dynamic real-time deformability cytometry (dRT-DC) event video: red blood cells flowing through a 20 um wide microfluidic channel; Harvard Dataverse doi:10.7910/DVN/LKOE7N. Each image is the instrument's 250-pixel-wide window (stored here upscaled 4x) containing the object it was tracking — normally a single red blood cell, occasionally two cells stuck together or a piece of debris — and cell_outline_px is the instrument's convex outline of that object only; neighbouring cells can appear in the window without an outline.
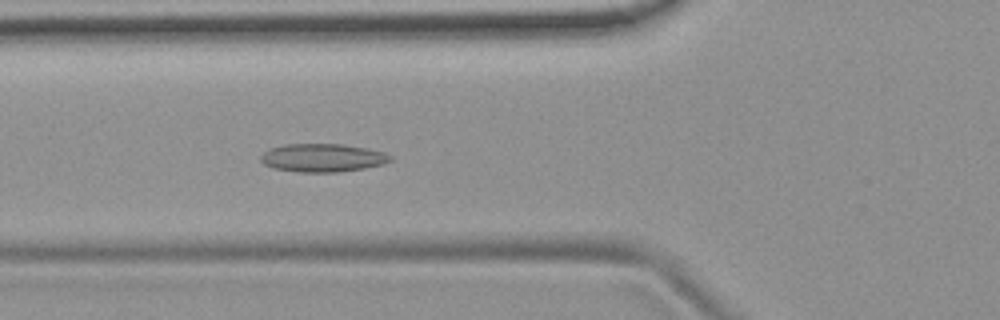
{"species": "common noctule bat (a hibernating species)", "species_latin": "Nyctalus noctula", "temperature_condition": "room temperature", "stored_images_in_passage": 54, "camera_frame_rate_fps": 3000, "um_per_image_px": 0.085, "animal": {"sex": "female", "body_mass_g": 19.9}, "frame": {"image": 1, "passage_image": 20, "time_ms": 6.333, "image_size_px": [1000, 320], "cell_outline_px": [[392, 160], [380, 164], [364, 168], [340, 172], [300, 172], [272, 168], [264, 164], [260, 160], [260, 156], [264, 152], [272, 148], [284, 144], [344, 144], [368, 148], [384, 152], [392, 156]], "centroid_in_image_um": [27.41, 13.41], "position_along_channel_um": 98.4, "area_um2": 21.33}}
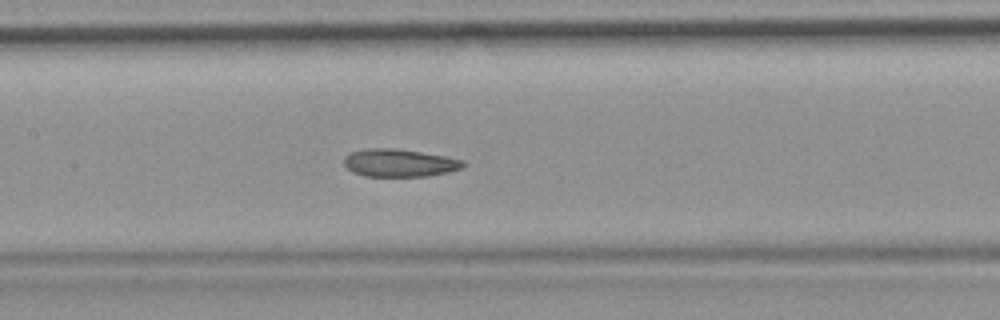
{"frame": {"image": 2, "passage_image": 26, "time_ms": 8.333, "image_size_px": [1000, 320], "cell_outline_px": [[464, 168], [448, 172], [428, 176], [364, 176], [352, 172], [344, 164], [344, 156], [352, 152], [368, 148], [392, 148], [420, 152], [444, 156], [464, 160]], "centroid_in_image_um": [33.95, 13.85], "position_along_channel_um": 173.5, "area_um2": 19.19}}
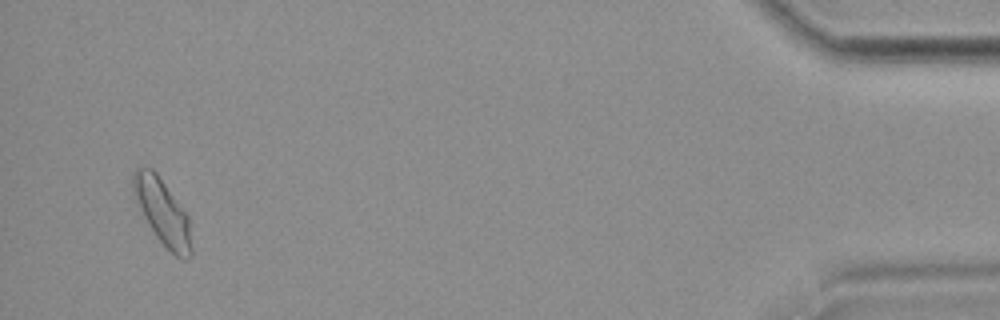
{"frame": {"image": 3, "passage_image": 52, "time_ms": 17.0, "image_size_px": [1000, 320], "cell_outline_px": [[192, 252], [184, 260], [176, 256], [156, 236], [148, 224], [132, 192], [132, 172], [136, 168], [152, 168], [156, 172], [188, 216], [192, 248]], "centroid_in_image_um": [13.79, 17.99], "position_along_channel_um": 421.4, "area_um2": 21.79}, "authors_computed_cell_mechanics": {"area_um2": 20.6635, "velocity_mm_per_s": 3.748, "shape_relaxation_time_tau1_ms": null, "shape_relaxation_time_tau2_ms": 3.4489, "deformation_change_tau1": null, "deformation_change_tau2": 0.103}}